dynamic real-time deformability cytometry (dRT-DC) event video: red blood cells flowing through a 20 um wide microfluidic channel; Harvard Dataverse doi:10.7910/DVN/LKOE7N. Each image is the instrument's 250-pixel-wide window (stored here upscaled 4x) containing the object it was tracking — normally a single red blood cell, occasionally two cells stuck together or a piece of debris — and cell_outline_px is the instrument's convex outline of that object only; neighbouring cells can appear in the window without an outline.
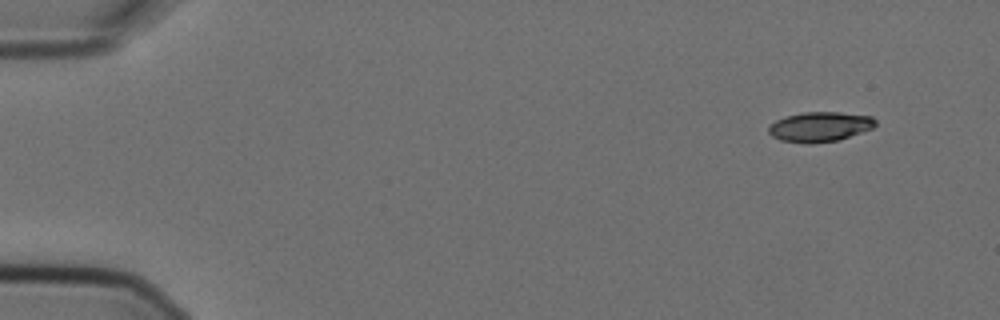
{"species": "Egyptian fruit bat (a non-hibernating species)", "species_latin": "Rousettus aegyptiacus", "temperature_condition": "cold", "stored_images_in_passage": 4, "camera_frame_rate_fps": 3000, "um_per_image_px": 0.085, "animal": {"sex": "female"}, "frame": {"image": 1, "passage_image": 1, "time_ms": 0.0, "image_size_px": [1000, 320], "cell_outline_px": [[876, 124], [872, 128], [836, 140], [812, 144], [804, 144], [780, 140], [772, 136], [768, 132], [768, 124], [776, 120], [788, 116], [804, 112], [840, 112], [872, 116], [876, 120]], "centroid_in_image_um": [69.64, 10.77], "position_along_channel_um": 15.4, "area_um2": 18.55}}
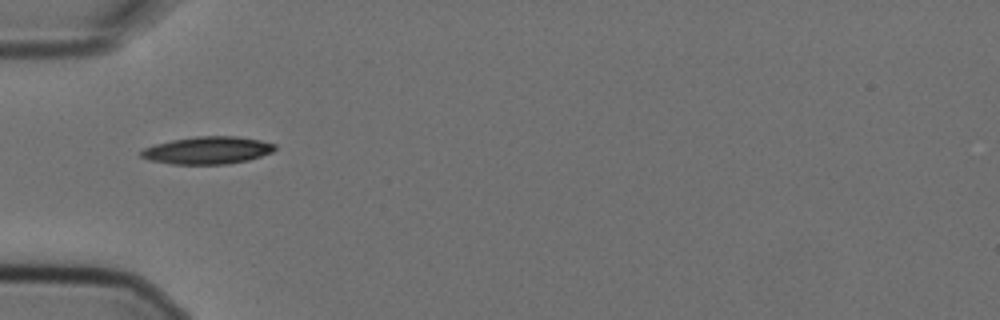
{"frame": {"image": 2, "passage_image": 4, "time_ms": 1.0, "image_size_px": [1000, 320], "cell_outline_px": [[276, 148], [272, 152], [248, 160], [228, 164], [172, 164], [148, 160], [140, 156], [140, 152], [144, 148], [156, 144], [172, 140], [196, 136], [236, 136], [260, 140], [276, 144]], "centroid_in_image_um": [17.64, 12.78], "position_along_channel_um": 67.4, "area_um2": 21.39}}